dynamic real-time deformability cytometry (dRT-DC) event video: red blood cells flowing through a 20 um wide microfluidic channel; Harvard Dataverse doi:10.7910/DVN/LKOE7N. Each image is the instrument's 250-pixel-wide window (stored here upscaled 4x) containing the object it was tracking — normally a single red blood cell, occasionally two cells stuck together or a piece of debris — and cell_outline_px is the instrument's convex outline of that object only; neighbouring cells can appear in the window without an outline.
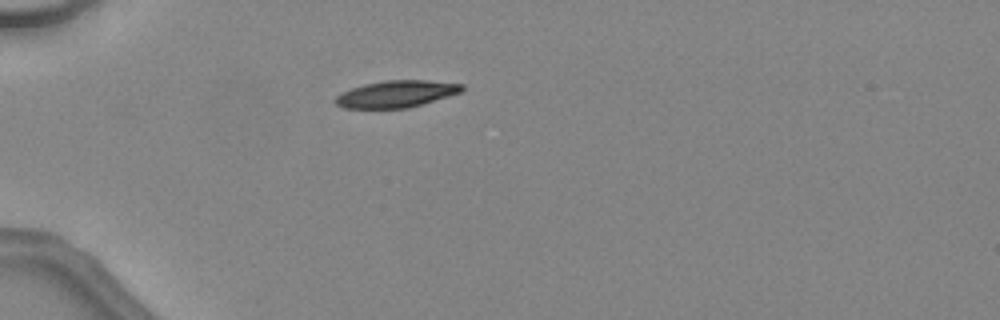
{"species": "common noctule bat (a hibernating species)", "species_latin": "Nyctalus noctula", "temperature_condition": "warm", "stored_images_in_passage": 26, "camera_frame_rate_fps": 3000, "um_per_image_px": 0.085, "animal": {"sex": "female", "body_mass_g": 24.6, "forearm_length_mm": 56.2}, "frame": {"image": 1, "passage_image": 1, "time_ms": 0.0, "image_size_px": [1000, 320], "cell_outline_px": [[464, 88], [460, 92], [448, 96], [408, 108], [344, 108], [336, 104], [332, 100], [336, 96], [352, 88], [364, 84], [384, 80], [424, 80], [464, 84]], "centroid_in_image_um": [33.66, 7.98], "position_along_channel_um": 51.3, "area_um2": 19.65}}
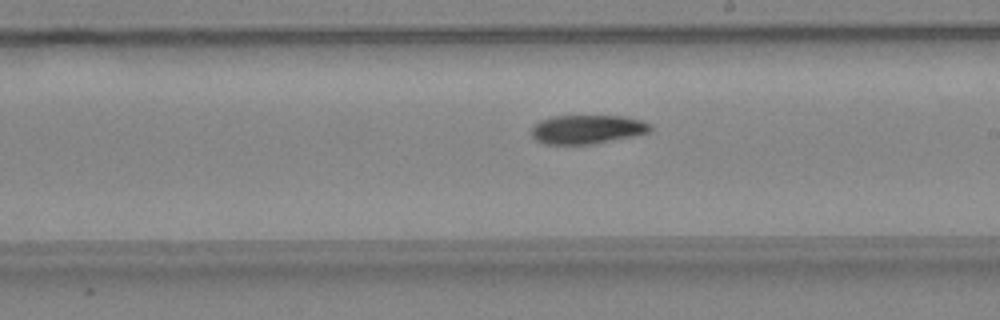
{"frame": {"image": 2, "passage_image": 15, "time_ms": 4.667, "image_size_px": [1000, 320], "cell_outline_px": [[652, 132], [640, 136], [596, 144], [544, 144], [536, 140], [532, 136], [532, 124], [540, 120], [552, 116], [628, 116], [652, 124]], "centroid_in_image_um": [49.98, 11.0], "position_along_channel_um": 239.0, "area_um2": 20.63}}
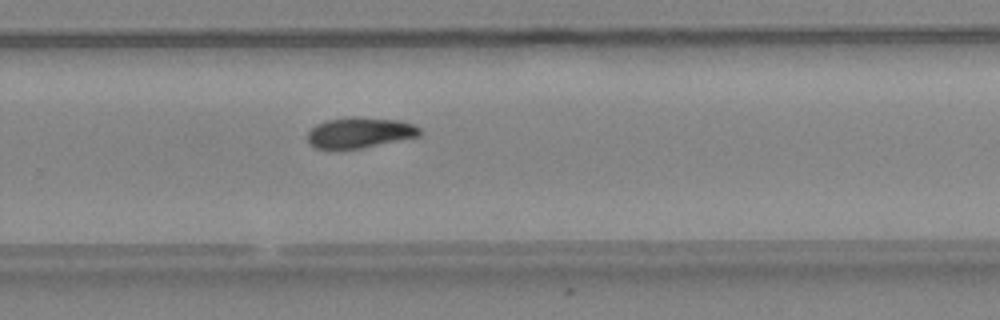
{"frame": {"image": 3, "passage_image": 19, "time_ms": 6.0, "image_size_px": [1000, 320], "cell_outline_px": [[424, 132], [420, 136], [364, 148], [336, 152], [328, 152], [312, 148], [308, 144], [308, 132], [316, 124], [324, 120], [344, 116], [364, 116], [400, 120], [412, 124], [420, 128]], "centroid_in_image_um": [30.51, 11.3], "position_along_channel_um": 299.3, "area_um2": 21.44}, "authors_computed_cell_mechanics": {"area_um2": 21.3571, "velocity_mm_per_s": 4.5382, "shape_relaxation_time_tau1_ms": 5.2004, "shape_relaxation_time_tau2_ms": null, "deformation_change_tau1": 0.1638, "deformation_change_tau2": null}}